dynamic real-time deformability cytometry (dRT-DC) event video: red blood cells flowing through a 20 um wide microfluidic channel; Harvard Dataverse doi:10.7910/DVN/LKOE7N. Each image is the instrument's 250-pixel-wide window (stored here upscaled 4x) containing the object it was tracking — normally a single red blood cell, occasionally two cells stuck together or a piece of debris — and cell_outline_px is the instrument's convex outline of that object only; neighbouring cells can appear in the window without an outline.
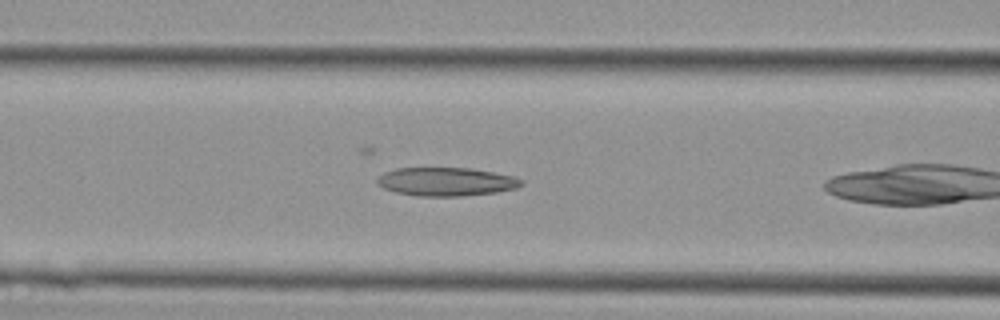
{"species": "Egyptian fruit bat (a non-hibernating species)", "species_latin": "Rousettus aegyptiacus", "temperature_condition": "cold", "stored_images_in_passage": 6, "camera_frame_rate_fps": 3000, "um_per_image_px": 0.085, "animal": {"sex": "female"}, "frame": {"image": 1, "passage_image": 5, "time_ms": 1.333, "image_size_px": [1000, 320], "cell_outline_px": [[524, 184], [516, 188], [496, 192], [464, 196], [420, 196], [396, 192], [384, 188], [376, 180], [384, 172], [396, 168], [468, 168], [516, 176], [524, 180]], "centroid_in_image_um": [37.98, 15.44], "position_along_channel_um": 128.6, "area_um2": 23.87}}